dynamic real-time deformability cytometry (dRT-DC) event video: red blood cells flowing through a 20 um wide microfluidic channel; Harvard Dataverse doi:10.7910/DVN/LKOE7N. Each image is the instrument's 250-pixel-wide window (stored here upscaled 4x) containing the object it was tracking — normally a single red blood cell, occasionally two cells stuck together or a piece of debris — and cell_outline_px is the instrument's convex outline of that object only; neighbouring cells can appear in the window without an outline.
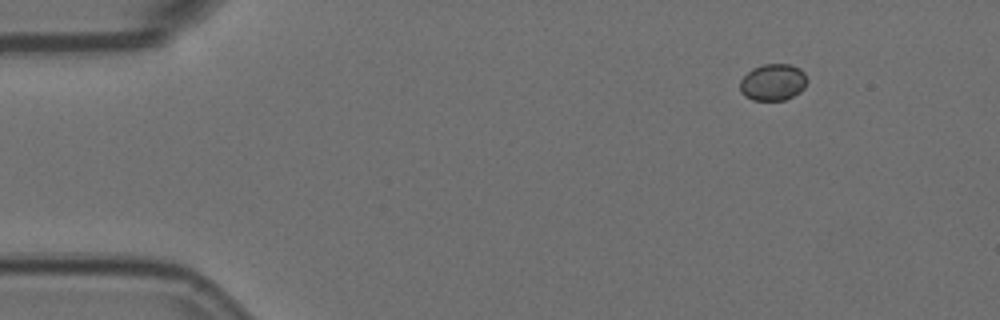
{"species": "Egyptian fruit bat (a non-hibernating species)", "species_latin": "Rousettus aegyptiacus", "temperature_condition": "room temperature", "stored_images_in_passage": 51, "camera_frame_rate_fps": 3000, "um_per_image_px": 0.085, "animal": {"sex": "female"}, "frame": {"image": 1, "passage_image": 1, "time_ms": 0.0, "image_size_px": [1000, 320], "cell_outline_px": [[808, 80], [804, 88], [800, 92], [784, 100], [752, 100], [744, 96], [740, 92], [740, 80], [752, 68], [764, 64], [792, 64], [800, 68], [804, 72]], "centroid_in_image_um": [65.71, 6.98], "position_along_channel_um": 19.3, "area_um2": 14.51}}
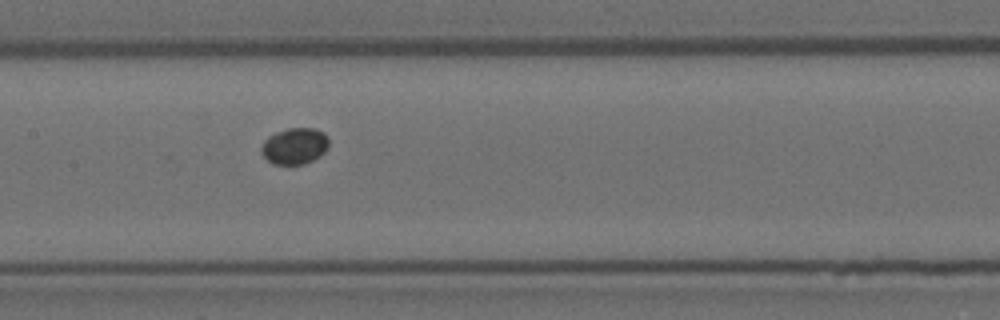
{"frame": {"image": 2, "passage_image": 22, "time_ms": 7.0, "image_size_px": [1000, 320], "cell_outline_px": [[328, 148], [320, 156], [304, 164], [272, 164], [260, 152], [260, 148], [264, 140], [268, 136], [276, 132], [288, 128], [316, 128], [324, 132], [328, 136]], "centroid_in_image_um": [25.05, 12.4], "position_along_channel_um": 182.4, "area_um2": 14.45}}
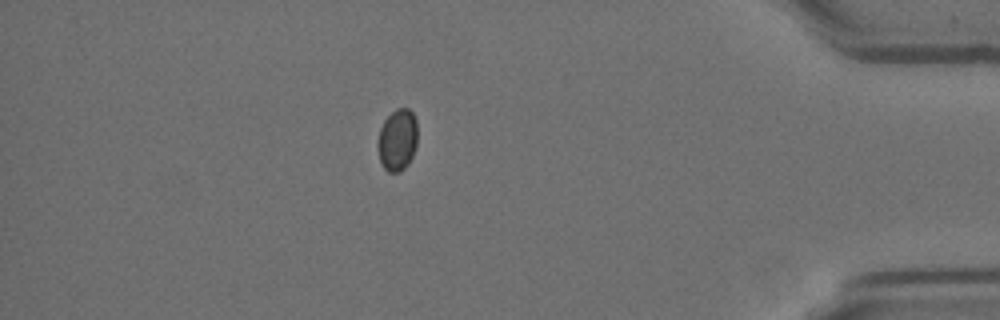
{"frame": {"image": 3, "passage_image": 44, "time_ms": 14.333, "image_size_px": [1000, 320], "cell_outline_px": [[416, 144], [412, 156], [408, 164], [400, 172], [388, 172], [384, 168], [380, 160], [376, 144], [380, 128], [384, 120], [396, 108], [408, 108], [412, 112], [416, 120]], "centroid_in_image_um": [33.76, 11.89], "position_along_channel_um": 401.4, "area_um2": 14.33}}